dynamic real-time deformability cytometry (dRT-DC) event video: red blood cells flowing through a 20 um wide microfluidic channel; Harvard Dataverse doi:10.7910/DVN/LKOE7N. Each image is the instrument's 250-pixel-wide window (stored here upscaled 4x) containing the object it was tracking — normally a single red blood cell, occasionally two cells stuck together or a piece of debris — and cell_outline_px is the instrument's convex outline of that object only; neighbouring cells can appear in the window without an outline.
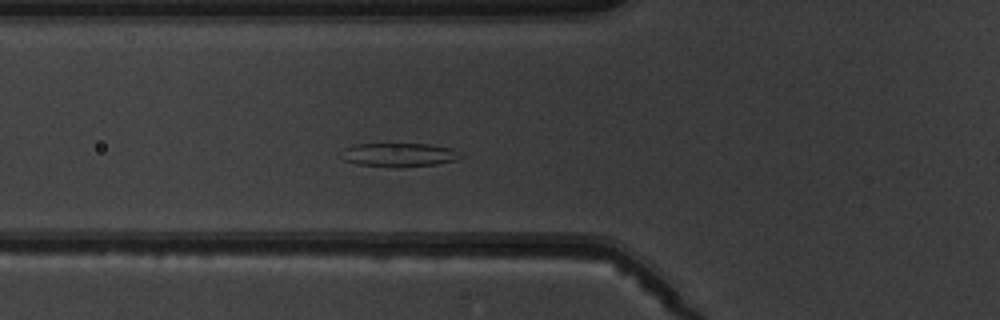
{"species": "common noctule bat (a hibernating species)", "species_latin": "Nyctalus noctula", "temperature_condition": "warm", "stored_images_in_passage": 6, "segment_of_instrument_passage": [1, 2], "camera_frame_rate_fps": 3000, "um_per_image_px": 0.085, "animal": {"sex": "male", "body_mass_g": 19.5, "forearm_length_mm": 54.6}, "frame": {"image": 1, "passage_image": 5, "time_ms": 4.333, "image_size_px": [1000, 320], "cell_outline_px": [[464, 156], [456, 160], [436, 164], [400, 168], [360, 164], [344, 160], [344, 148], [352, 144], [428, 144], [452, 148], [460, 152]], "centroid_in_image_um": [33.99, 13.16], "position_along_channel_um": 91.8, "area_um2": 16.47}}